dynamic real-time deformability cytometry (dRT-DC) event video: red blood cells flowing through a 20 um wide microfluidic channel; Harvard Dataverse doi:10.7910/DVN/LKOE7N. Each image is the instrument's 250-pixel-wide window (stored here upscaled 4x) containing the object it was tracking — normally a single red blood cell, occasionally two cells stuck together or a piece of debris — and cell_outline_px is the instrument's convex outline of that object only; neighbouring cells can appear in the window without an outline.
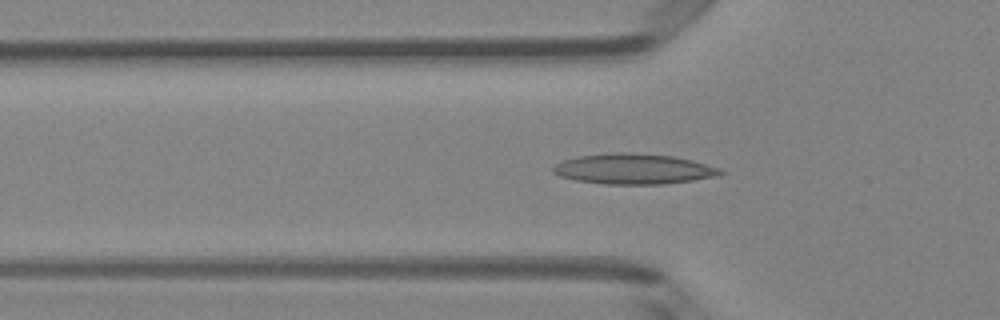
{"species": "Egyptian fruit bat (a non-hibernating species)", "species_latin": "Rousettus aegyptiacus", "temperature_condition": "room temperature", "stored_images_in_passage": 50, "camera_frame_rate_fps": 3000, "um_per_image_px": 0.085, "animal": {"sex": "female"}, "frame": {"image": 1, "passage_image": 16, "time_ms": 5.0, "image_size_px": [1000, 320], "cell_outline_px": [[724, 172], [720, 176], [664, 184], [604, 184], [576, 180], [560, 176], [552, 172], [552, 168], [556, 164], [564, 160], [580, 156], [616, 152], [620, 152], [672, 156], [692, 160], [720, 168]], "centroid_in_image_um": [53.87, 14.37], "position_along_channel_um": 71.9, "area_um2": 29.42}}
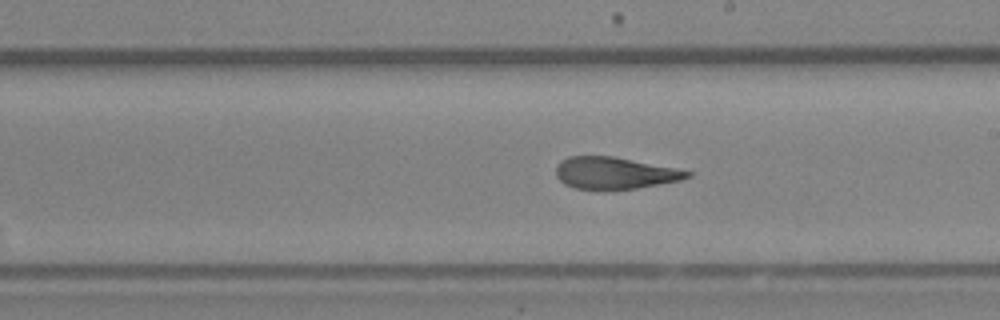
{"frame": {"image": 2, "passage_image": 28, "time_ms": 9.0, "image_size_px": [1000, 320], "cell_outline_px": [[692, 176], [680, 180], [636, 188], [576, 188], [564, 184], [556, 176], [556, 164], [560, 160], [568, 156], [612, 156], [676, 168], [692, 172]], "centroid_in_image_um": [52.22, 14.68], "position_along_channel_um": 236.8, "area_um2": 23.99}}
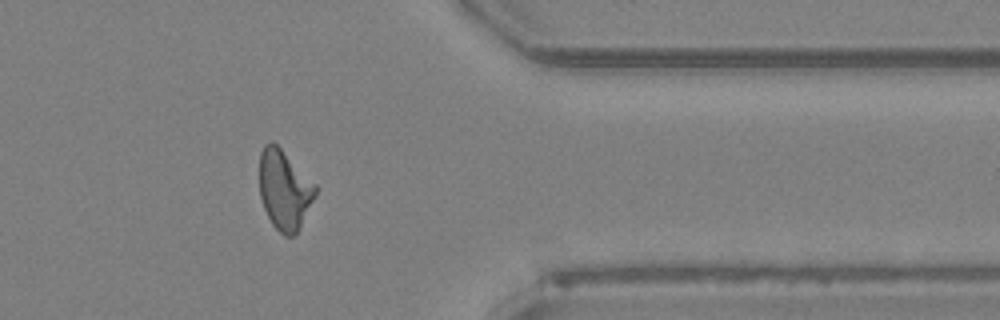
{"frame": {"image": 3, "passage_image": 40, "time_ms": 13.0, "image_size_px": [1000, 320], "cell_outline_px": [[316, 192], [296, 232], [292, 236], [284, 236], [272, 224], [264, 208], [260, 196], [260, 152], [264, 144], [272, 140], [316, 184]], "centroid_in_image_um": [24.14, 16.09], "position_along_channel_um": 387.3, "area_um2": 25.32}, "authors_computed_cell_mechanics": {"area_um2": 25.7499, "velocity_mm_per_s": 4.1273, "shape_relaxation_time_tau1_ms": null, "shape_relaxation_time_tau2_ms": 2.0336, "deformation_change_tau1": null, "deformation_change_tau2": 0.1192}}